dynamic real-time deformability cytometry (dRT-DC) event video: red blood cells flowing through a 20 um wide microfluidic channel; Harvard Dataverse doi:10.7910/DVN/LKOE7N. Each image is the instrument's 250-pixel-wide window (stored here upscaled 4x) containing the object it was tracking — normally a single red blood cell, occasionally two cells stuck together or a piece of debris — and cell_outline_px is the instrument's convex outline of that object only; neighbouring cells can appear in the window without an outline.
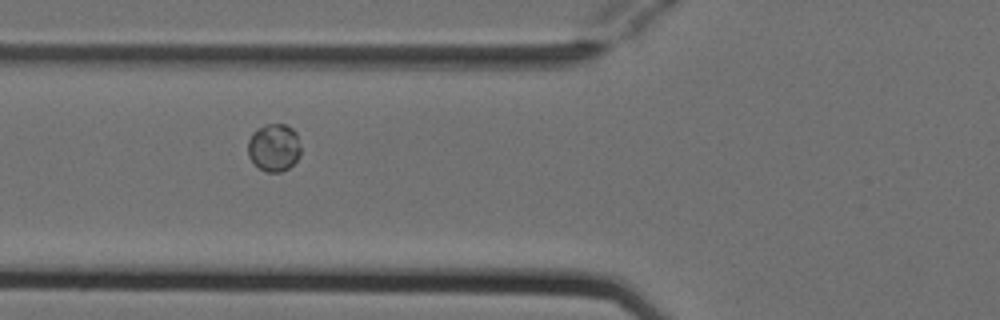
{"species": "Egyptian fruit bat (a non-hibernating species)", "species_latin": "Rousettus aegyptiacus", "temperature_condition": "cold", "stored_images_in_passage": 7, "camera_frame_rate_fps": 3000, "um_per_image_px": 0.085, "animal": {"sex": "female"}, "frame": {"image": 1, "passage_image": 4, "time_ms": 1.0, "image_size_px": [1000, 320], "cell_outline_px": [[300, 156], [288, 168], [280, 172], [268, 172], [260, 168], [248, 156], [248, 140], [252, 132], [256, 128], [264, 124], [284, 124], [292, 128], [296, 132], [300, 144]], "centroid_in_image_um": [23.28, 12.51], "position_along_channel_um": 102.5, "area_um2": 14.74}}
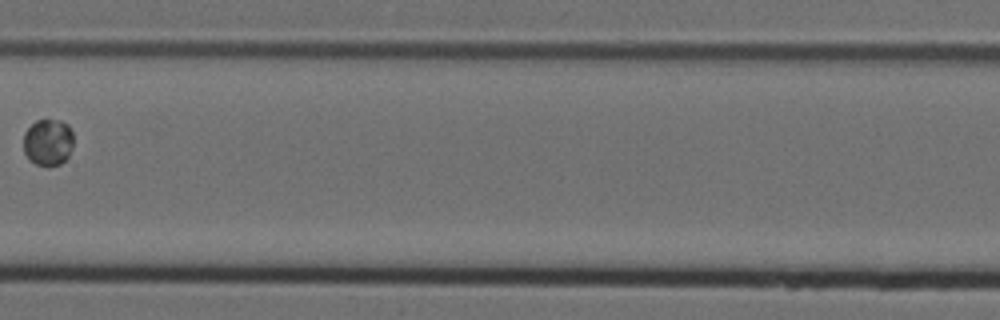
{"frame": {"image": 2, "passage_image": 6, "time_ms": 1.667, "image_size_px": [1000, 320], "cell_outline_px": [[72, 148], [68, 156], [60, 164], [36, 164], [28, 160], [24, 152], [24, 132], [36, 120], [60, 120], [68, 124], [72, 132]], "centroid_in_image_um": [4.07, 12.07], "position_along_channel_um": 203.3, "area_um2": 13.47}}
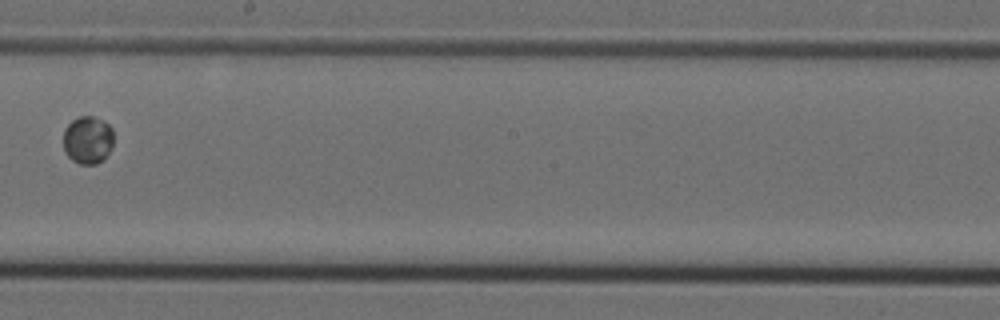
{"frame": {"image": 3, "passage_image": 7, "time_ms": 2.0, "image_size_px": [1000, 320], "cell_outline_px": [[112, 148], [96, 164], [80, 164], [72, 160], [64, 152], [64, 128], [72, 120], [80, 116], [92, 116], [104, 120], [112, 128]], "centroid_in_image_um": [7.44, 11.87], "position_along_channel_um": 240.8, "area_um2": 13.93}}